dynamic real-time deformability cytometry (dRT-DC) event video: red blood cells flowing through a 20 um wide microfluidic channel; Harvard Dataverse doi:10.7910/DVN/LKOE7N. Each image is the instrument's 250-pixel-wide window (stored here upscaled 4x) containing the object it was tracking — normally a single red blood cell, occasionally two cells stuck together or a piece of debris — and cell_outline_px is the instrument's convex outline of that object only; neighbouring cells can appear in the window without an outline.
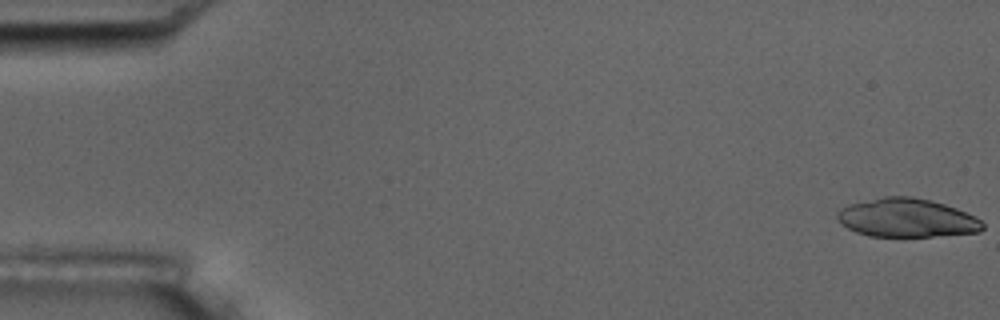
{"species": "common noctule bat (a hibernating species)", "species_latin": "Nyctalus noctula", "temperature_condition": "room temperature", "stored_images_in_passage": 14, "camera_frame_rate_fps": 3000, "um_per_image_px": 0.085, "animal": {"sex": "male", "body_mass_g": 17.5, "forearm_length_mm": 52.3}, "frame": {"image": 1, "passage_image": 1, "time_ms": 0.0, "image_size_px": [1000, 320], "cell_outline_px": [[984, 228], [980, 232], [932, 236], [868, 236], [856, 232], [840, 224], [836, 216], [836, 212], [840, 208], [848, 204], [884, 196], [912, 196], [944, 204], [956, 208], [976, 216], [984, 224]], "centroid_in_image_um": [77.05, 18.52], "position_along_channel_um": 7.9, "area_um2": 32.83}, "authors_computed_cell_mechanics": {"area_um2": 22.4264, "velocity_mm_per_s": 3.6314, "shape_relaxation_time_tau1_ms": 4.4971, "shape_relaxation_time_tau2_ms": 3.8191, "deformation_change_tau1": 0.1339, "deformation_change_tau2": 0.1095}}